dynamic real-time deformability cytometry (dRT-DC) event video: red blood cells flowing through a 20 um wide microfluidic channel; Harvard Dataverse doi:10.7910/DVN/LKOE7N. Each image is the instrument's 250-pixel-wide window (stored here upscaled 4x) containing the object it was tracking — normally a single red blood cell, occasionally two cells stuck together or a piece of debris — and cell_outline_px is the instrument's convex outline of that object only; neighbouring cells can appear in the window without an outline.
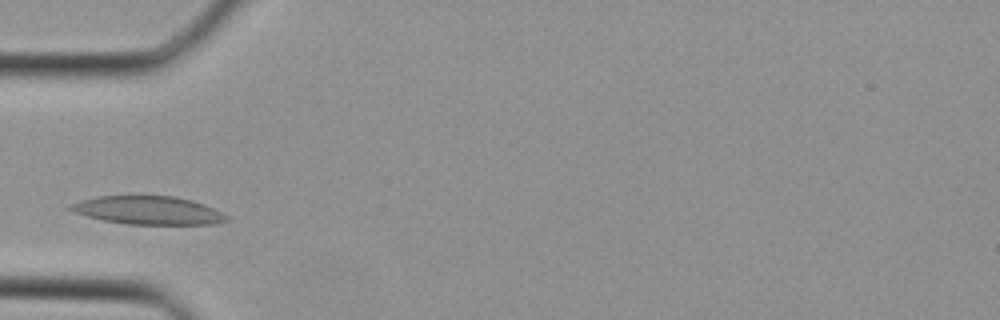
{"species": "Egyptian fruit bat (a non-hibernating species)", "species_latin": "Rousettus aegyptiacus", "temperature_condition": "cold", "stored_images_in_passage": 22, "camera_frame_rate_fps": 3000, "um_per_image_px": 0.085, "animal": {"sex": "female"}, "frame": {"image": 1, "passage_image": 2, "time_ms": 0.333, "image_size_px": [1000, 320], "cell_outline_px": [[228, 220], [212, 224], [128, 224], [104, 220], [88, 216], [64, 208], [80, 200], [96, 196], [176, 196], [192, 200], [204, 204], [228, 216]], "centroid_in_image_um": [12.58, 17.87], "position_along_channel_um": 72.4, "area_um2": 25.49}}
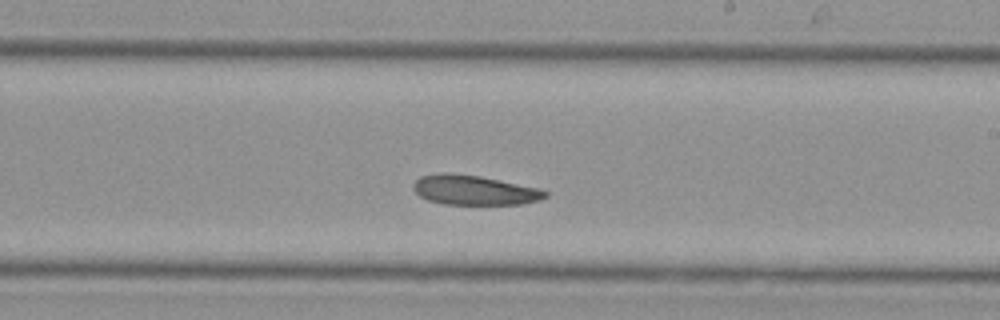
{"frame": {"image": 2, "passage_image": 12, "time_ms": 3.667, "image_size_px": [1000, 320], "cell_outline_px": [[548, 196], [540, 200], [520, 204], [444, 204], [428, 200], [420, 196], [412, 188], [412, 184], [420, 176], [440, 172], [452, 172], [480, 176], [540, 188], [548, 192]], "centroid_in_image_um": [40.3, 16.14], "position_along_channel_um": 248.7, "area_um2": 23.0}}
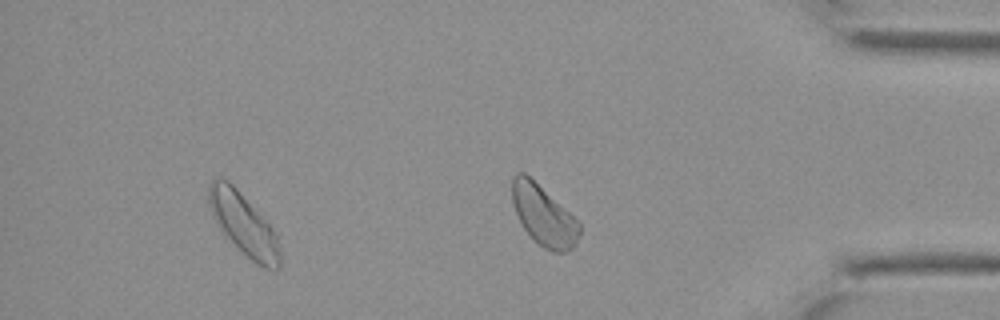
{"frame": {"image": 3, "passage_image": 21, "time_ms": 6.667, "image_size_px": [1000, 320], "cell_outline_px": [[280, 268], [264, 268], [256, 264], [224, 236], [212, 216], [208, 204], [208, 184], [212, 180], [220, 176], [228, 180], [236, 188], [276, 232], [280, 244]], "centroid_in_image_um": [20.68, 19.05], "position_along_channel_um": 414.5, "area_um2": 25.78}}